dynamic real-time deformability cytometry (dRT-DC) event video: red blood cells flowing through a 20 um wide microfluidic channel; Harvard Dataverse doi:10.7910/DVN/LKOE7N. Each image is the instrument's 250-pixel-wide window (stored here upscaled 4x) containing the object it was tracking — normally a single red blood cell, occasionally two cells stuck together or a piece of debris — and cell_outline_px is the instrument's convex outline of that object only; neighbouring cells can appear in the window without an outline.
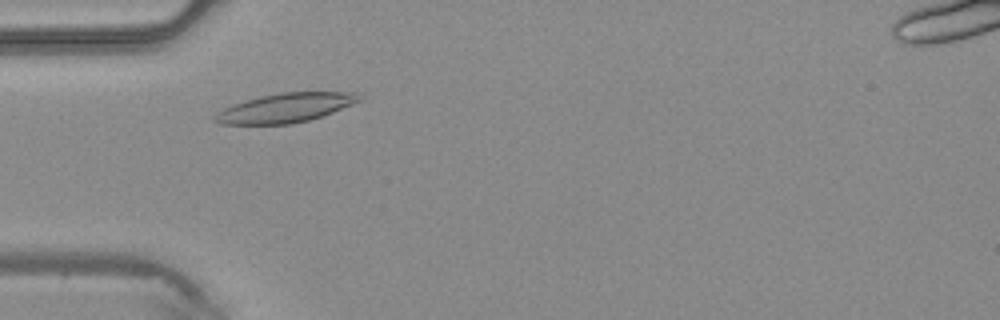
{"species": "common noctule bat (a hibernating species)", "species_latin": "Nyctalus noctula", "temperature_condition": "warm", "stored_images_in_passage": 38, "camera_frame_rate_fps": 3000, "um_per_image_px": 0.085, "animal": {"sex": "male", "body_mass_g": 20.4}, "frame": {"image": 1, "passage_image": 6, "time_ms": 1.667, "image_size_px": [1000, 320], "cell_outline_px": [[364, 100], [332, 112], [308, 120], [288, 124], [220, 124], [212, 120], [212, 116], [216, 112], [232, 104], [244, 100], [260, 96], [280, 92], [360, 92]], "centroid_in_image_um": [24.25, 9.15], "position_along_channel_um": 60.7, "area_um2": 24.74}}
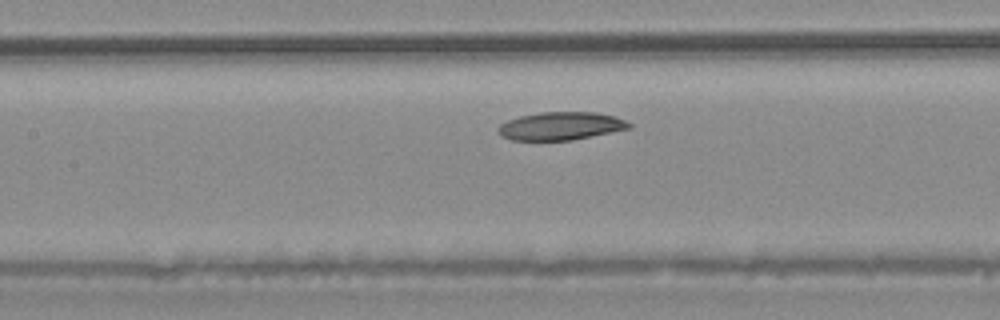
{"frame": {"image": 2, "passage_image": 13, "time_ms": 4.0, "image_size_px": [1000, 320], "cell_outline_px": [[632, 128], [572, 140], [512, 140], [504, 136], [496, 128], [500, 124], [508, 120], [520, 116], [540, 112], [596, 112], [612, 116], [624, 120], [632, 124]], "centroid_in_image_um": [47.68, 10.71], "position_along_channel_um": 159.7, "area_um2": 21.21}}
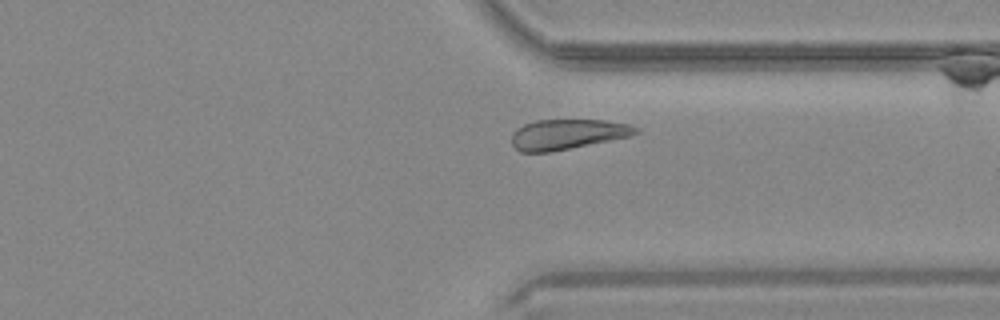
{"frame": {"image": 3, "passage_image": 27, "time_ms": 8.667, "image_size_px": [1000, 320], "cell_outline_px": [[640, 132], [628, 136], [548, 152], [520, 152], [512, 144], [512, 132], [516, 128], [524, 124], [536, 120], [604, 120], [628, 124], [640, 128]], "centroid_in_image_um": [48.19, 11.4], "position_along_channel_um": 363.2, "area_um2": 21.5}}